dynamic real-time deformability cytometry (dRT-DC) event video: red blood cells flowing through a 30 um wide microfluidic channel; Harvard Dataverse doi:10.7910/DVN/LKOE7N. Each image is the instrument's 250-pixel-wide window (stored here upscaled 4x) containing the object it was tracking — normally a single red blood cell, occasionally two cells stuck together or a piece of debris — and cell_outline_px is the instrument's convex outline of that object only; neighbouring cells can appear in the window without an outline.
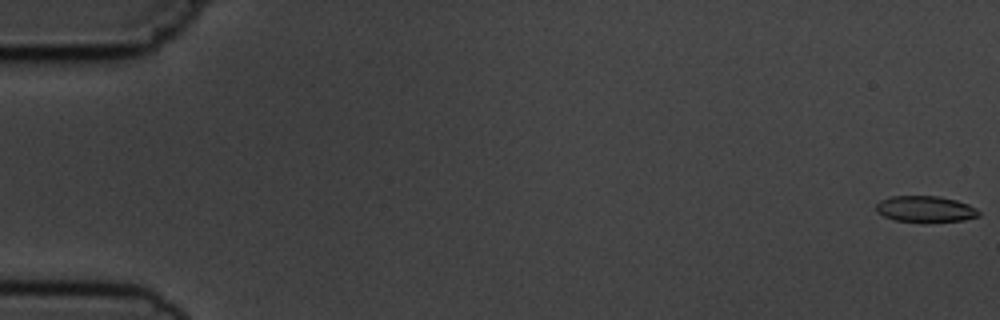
{"species": "common noctule bat (a hibernating species)", "species_latin": "Nyctalus noctula", "temperature_condition": "cold", "stored_images_in_passage": 5, "camera_frame_rate_fps": 3000, "um_per_image_px": 0.085, "animal": {"sex": "male", "body_mass_g": 19.5, "forearm_length_mm": 54.6}, "frame": {"image": 1, "passage_image": 1, "time_ms": 0.0, "image_size_px": [1000, 320], "cell_outline_px": [[980, 216], [964, 220], [924, 224], [896, 220], [884, 216], [876, 212], [876, 204], [880, 200], [892, 196], [940, 196], [956, 200], [968, 204], [976, 208], [980, 212]], "centroid_in_image_um": [78.67, 17.8], "position_along_channel_um": 6.3, "area_um2": 16.18}}
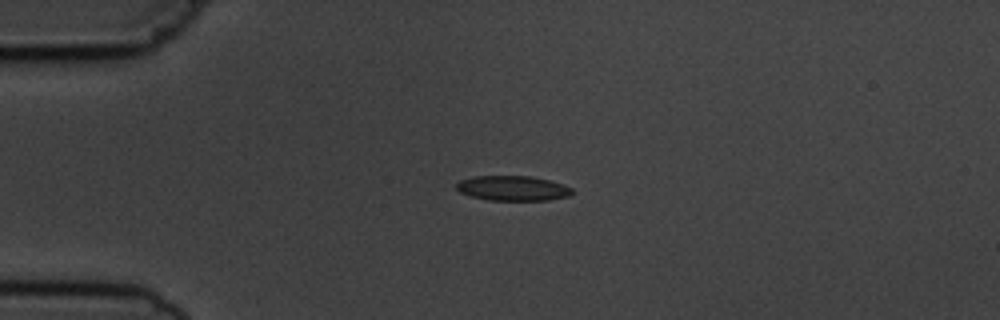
{"frame": {"image": 2, "passage_image": 4, "time_ms": 4.333, "image_size_px": [1000, 320], "cell_outline_px": [[572, 192], [568, 196], [548, 200], [488, 200], [472, 196], [460, 192], [456, 188], [456, 184], [460, 180], [472, 176], [532, 176], [548, 180], [572, 188]], "centroid_in_image_um": [43.55, 15.99], "position_along_channel_um": 41.5, "area_um2": 16.65}}